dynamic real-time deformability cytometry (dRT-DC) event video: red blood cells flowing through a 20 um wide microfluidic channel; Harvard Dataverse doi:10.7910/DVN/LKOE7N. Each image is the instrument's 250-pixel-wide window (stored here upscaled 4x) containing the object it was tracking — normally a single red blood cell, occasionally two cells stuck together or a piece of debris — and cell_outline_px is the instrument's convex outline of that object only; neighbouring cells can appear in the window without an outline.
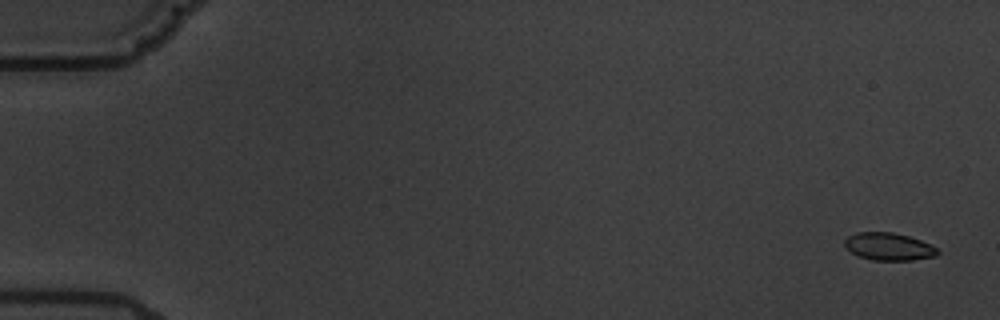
{"species": "common noctule bat (a hibernating species)", "species_latin": "Nyctalus noctula", "temperature_condition": "warm", "stored_images_in_passage": 7, "camera_frame_rate_fps": 3000, "um_per_image_px": 0.085, "animal": {"sex": "male", "body_mass_g": 19.5, "forearm_length_mm": 54.6}, "frame": {"image": 1, "passage_image": 1, "time_ms": 0.0, "image_size_px": [1000, 320], "cell_outline_px": [[940, 252], [936, 256], [912, 260], [872, 260], [856, 256], [844, 244], [844, 240], [848, 236], [856, 232], [892, 232], [908, 236], [920, 240], [936, 248]], "centroid_in_image_um": [75.52, 20.96], "position_along_channel_um": 9.5, "area_um2": 14.85}}
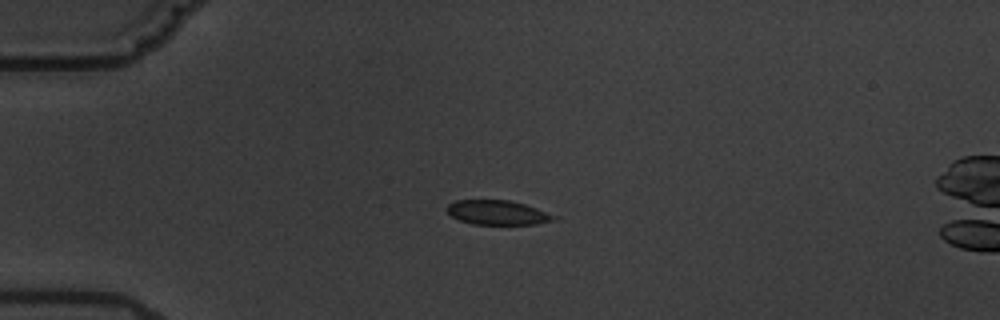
{"frame": {"image": 2, "passage_image": 5, "time_ms": 4.667, "image_size_px": [1000, 320], "cell_outline_px": [[560, 220], [536, 224], [472, 224], [460, 220], [452, 216], [448, 212], [448, 204], [456, 200], [508, 200], [524, 204], [560, 216]], "centroid_in_image_um": [42.38, 18.07], "position_along_channel_um": 42.6, "area_um2": 15.32}}